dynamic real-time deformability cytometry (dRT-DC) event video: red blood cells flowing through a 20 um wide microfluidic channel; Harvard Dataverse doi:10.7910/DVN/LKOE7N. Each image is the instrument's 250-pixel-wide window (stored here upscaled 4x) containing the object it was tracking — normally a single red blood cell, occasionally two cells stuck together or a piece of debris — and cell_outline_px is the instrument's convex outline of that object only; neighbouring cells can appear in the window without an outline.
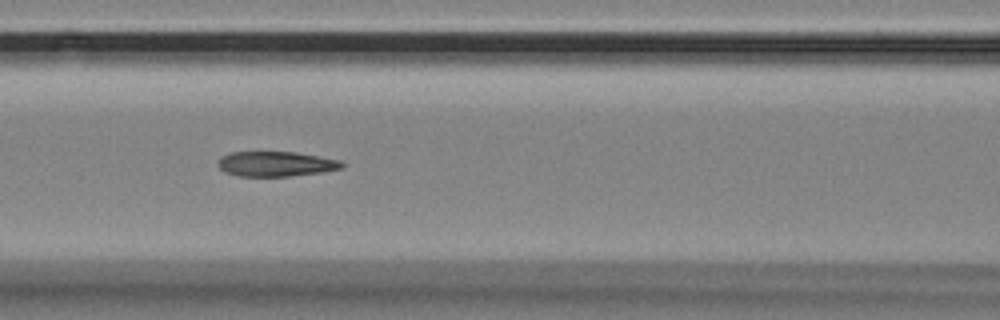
{"species": "Egyptian fruit bat (a non-hibernating species)", "species_latin": "Rousettus aegyptiacus", "temperature_condition": "room temperature", "stored_images_in_passage": 39, "camera_frame_rate_fps": 3000, "um_per_image_px": 0.085, "animal": {"sex": "female"}, "frame": {"image": 1, "passage_image": 9, "time_ms": 2.667, "image_size_px": [1000, 320], "cell_outline_px": [[344, 168], [320, 172], [288, 176], [240, 176], [224, 172], [216, 164], [220, 156], [232, 152], [296, 152], [320, 156], [340, 160], [344, 164]], "centroid_in_image_um": [23.43, 13.93], "position_along_channel_um": 143.2, "area_um2": 18.09}}
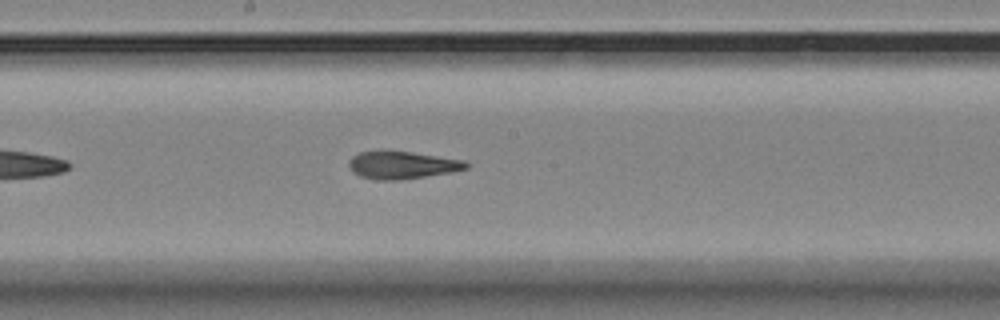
{"frame": {"image": 2, "passage_image": 15, "time_ms": 4.667, "image_size_px": [1000, 320], "cell_outline_px": [[468, 168], [452, 172], [400, 180], [372, 180], [360, 176], [352, 172], [348, 164], [348, 160], [352, 156], [360, 152], [408, 152], [464, 160], [468, 164]], "centroid_in_image_um": [34.15, 14.06], "position_along_channel_um": 214.1, "area_um2": 18.55}}
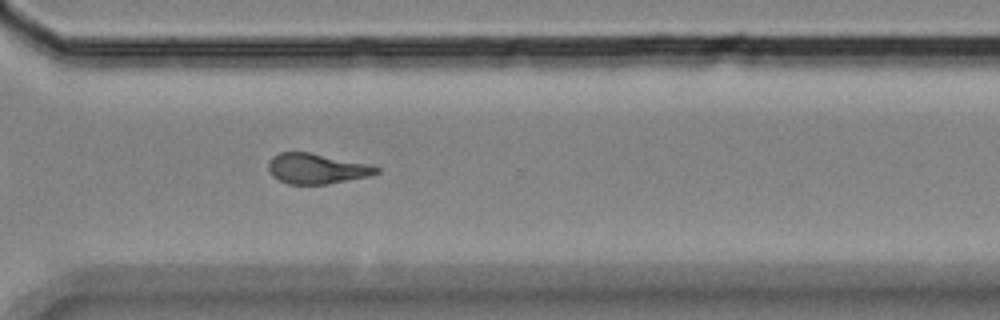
{"frame": {"image": 3, "passage_image": 26, "time_ms": 8.333, "image_size_px": [1000, 320], "cell_outline_px": [[380, 172], [368, 176], [328, 184], [288, 184], [272, 176], [268, 168], [268, 164], [272, 156], [280, 152], [308, 152], [372, 164], [380, 168]], "centroid_in_image_um": [26.93, 14.33], "position_along_channel_um": 343.7, "area_um2": 19.13}, "authors_computed_cell_mechanics": {"area_um2": 18.6694, "velocity_mm_per_s": 3.5458, "shape_relaxation_time_tau1_ms": null, "shape_relaxation_time_tau2_ms": 3.5633, "deformation_change_tau1": null, "deformation_change_tau2": 0.115}}